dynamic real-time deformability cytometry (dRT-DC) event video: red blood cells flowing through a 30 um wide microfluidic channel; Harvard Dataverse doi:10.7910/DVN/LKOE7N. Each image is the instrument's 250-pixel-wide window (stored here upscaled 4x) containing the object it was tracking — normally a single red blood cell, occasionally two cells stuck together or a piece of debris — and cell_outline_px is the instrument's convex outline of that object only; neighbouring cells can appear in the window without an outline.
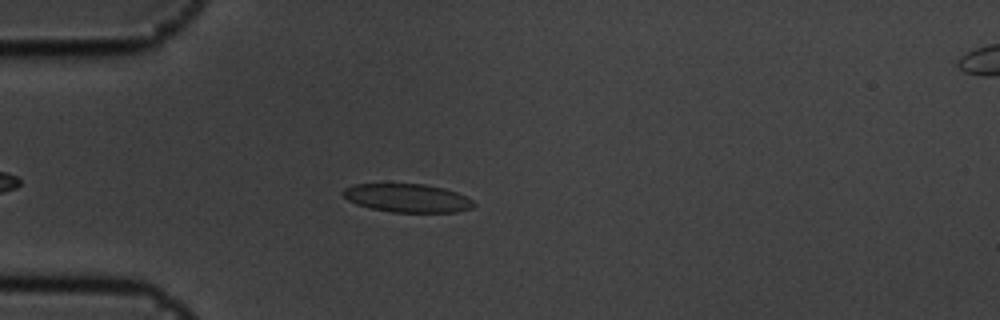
{"species": "common noctule bat (a hibernating species)", "species_latin": "Nyctalus noctula", "temperature_condition": "cold", "stored_images_in_passage": 44, "camera_frame_rate_fps": 3000, "um_per_image_px": 0.085, "animal": {"sex": "male", "body_mass_g": 19.5, "forearm_length_mm": 54.6}, "frame": {"image": 1, "passage_image": 7, "time_ms": 2.0, "image_size_px": [1000, 320], "cell_outline_px": [[476, 204], [472, 208], [456, 212], [392, 212], [372, 208], [356, 204], [348, 200], [340, 192], [344, 188], [352, 184], [424, 184], [444, 188], [456, 192], [472, 200]], "centroid_in_image_um": [34.61, 16.83], "position_along_channel_um": 50.4, "area_um2": 21.62}}
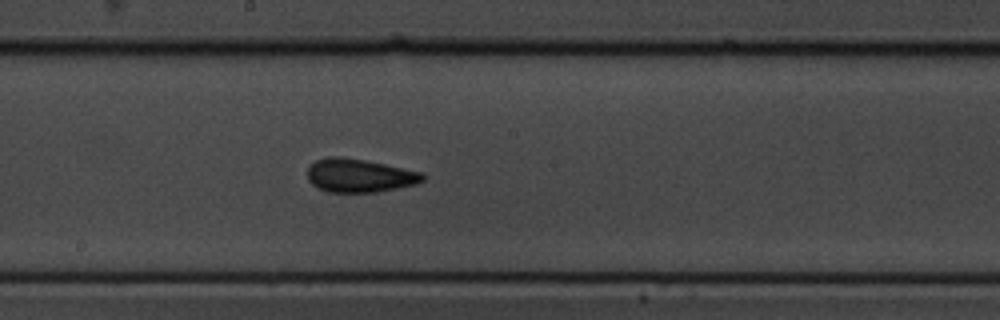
{"frame": {"image": 2, "passage_image": 22, "time_ms": 7.0, "image_size_px": [1000, 320], "cell_outline_px": [[424, 180], [416, 184], [376, 192], [328, 192], [312, 184], [308, 180], [308, 168], [316, 160], [328, 156], [340, 156], [364, 160], [424, 172]], "centroid_in_image_um": [30.56, 14.91], "position_along_channel_um": 217.6, "area_um2": 22.37}}
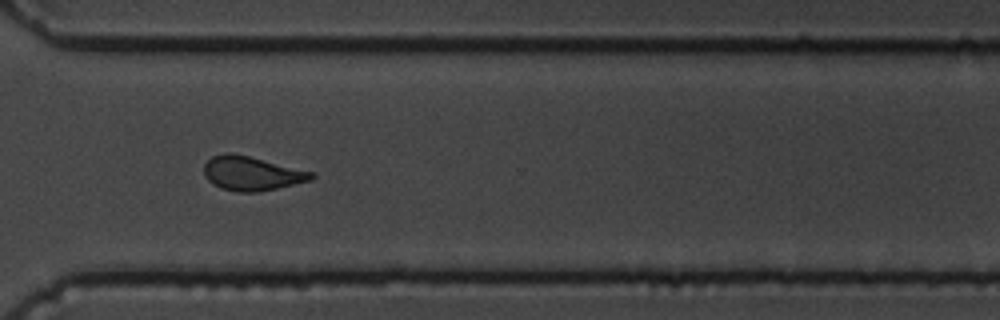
{"frame": {"image": 3, "passage_image": 33, "time_ms": 10.667, "image_size_px": [1000, 320], "cell_outline_px": [[316, 176], [312, 180], [276, 188], [256, 192], [236, 192], [220, 188], [212, 184], [204, 176], [204, 164], [212, 156], [224, 152], [228, 152], [248, 156], [312, 172]], "centroid_in_image_um": [21.34, 14.75], "position_along_channel_um": 349.3, "area_um2": 21.21}, "authors_computed_cell_mechanics": {"area_um2": 21.6172, "velocity_mm_per_s": 3.5936, "shape_relaxation_time_tau1_ms": 5.5587, "shape_relaxation_time_tau2_ms": 1.7186, "deformation_change_tau1": 0.1324, "deformation_change_tau2": 0.1006}}